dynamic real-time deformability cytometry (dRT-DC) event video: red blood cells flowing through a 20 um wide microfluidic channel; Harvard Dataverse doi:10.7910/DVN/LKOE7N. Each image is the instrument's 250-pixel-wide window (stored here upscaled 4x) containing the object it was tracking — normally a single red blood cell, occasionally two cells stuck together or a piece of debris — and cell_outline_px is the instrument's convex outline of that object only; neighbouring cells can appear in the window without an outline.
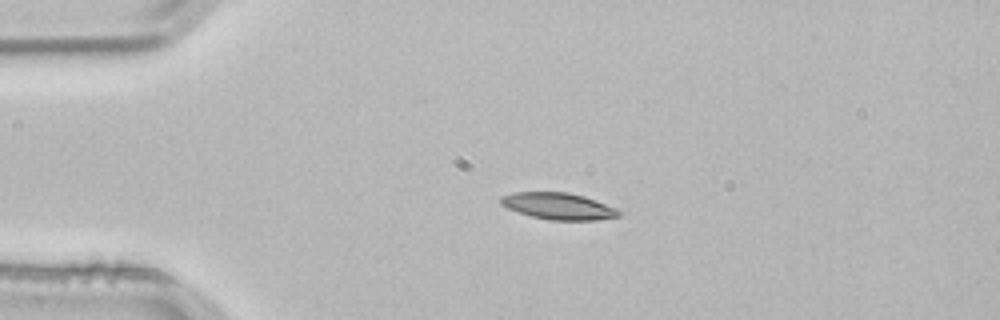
{"species": "common noctule bat (a hibernating species)", "species_latin": "Nyctalus noctula", "temperature_condition": "room temperature", "stored_images_in_passage": 2, "camera_frame_rate_fps": 3000, "um_per_image_px": 0.085, "animal": {"sex": "male", "body_mass_g": 21.5, "forearm_length_mm": 52.0}, "frame": {"image": 1, "passage_image": 1, "time_ms": 0.0, "image_size_px": [1000, 320], "cell_outline_px": [[624, 212], [620, 216], [596, 220], [548, 220], [532, 216], [508, 208], [500, 204], [500, 196], [512, 192], [568, 192], [584, 196], [616, 208]], "centroid_in_image_um": [47.48, 17.52], "position_along_channel_um": 37.5, "area_um2": 18.38}}